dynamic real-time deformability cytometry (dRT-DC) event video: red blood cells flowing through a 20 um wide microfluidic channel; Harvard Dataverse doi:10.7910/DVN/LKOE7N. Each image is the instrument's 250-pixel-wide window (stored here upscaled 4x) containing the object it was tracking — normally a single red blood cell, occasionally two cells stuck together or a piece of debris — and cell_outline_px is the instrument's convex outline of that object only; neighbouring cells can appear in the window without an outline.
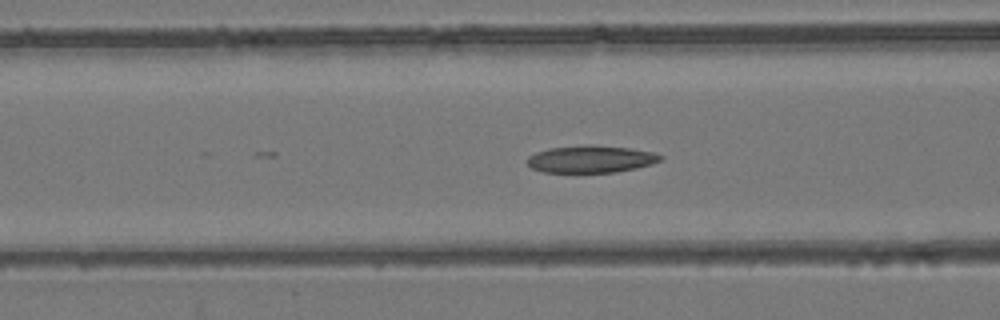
{"species": "common noctule bat (a hibernating species)", "species_latin": "Nyctalus noctula", "temperature_condition": "room temperature", "stored_images_in_passage": 47, "camera_frame_rate_fps": 3000, "um_per_image_px": 0.085, "animal": {"sex": "female", "body_mass_g": 24.6, "forearm_length_mm": 56.2}, "frame": {"image": 1, "passage_image": 21, "time_ms": 6.667, "image_size_px": [1000, 320], "cell_outline_px": [[664, 156], [660, 160], [652, 164], [636, 168], [616, 172], [544, 172], [532, 168], [528, 164], [528, 156], [536, 152], [548, 148], [584, 144], [592, 144], [632, 148], [652, 152]], "centroid_in_image_um": [50.23, 13.5], "position_along_channel_um": 116.4, "area_um2": 21.27}}
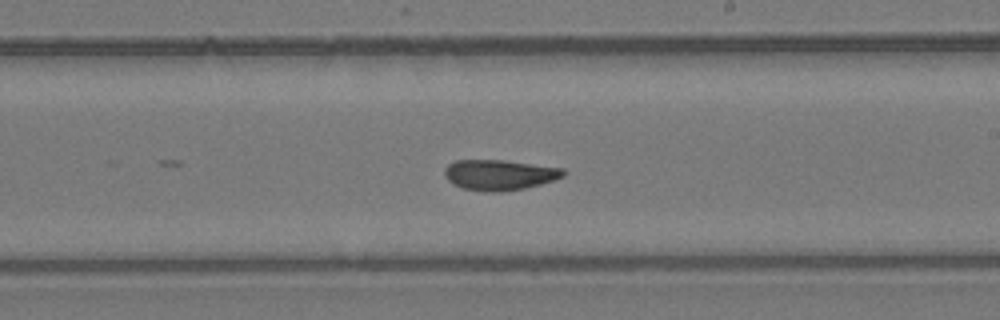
{"frame": {"image": 2, "passage_image": 31, "time_ms": 10.0, "image_size_px": [1000, 320], "cell_outline_px": [[568, 172], [564, 176], [540, 184], [524, 188], [500, 192], [488, 192], [464, 188], [452, 184], [444, 176], [444, 168], [448, 164], [456, 160], [504, 160], [564, 168]], "centroid_in_image_um": [42.44, 14.85], "position_along_channel_um": 246.6, "area_um2": 21.15}}
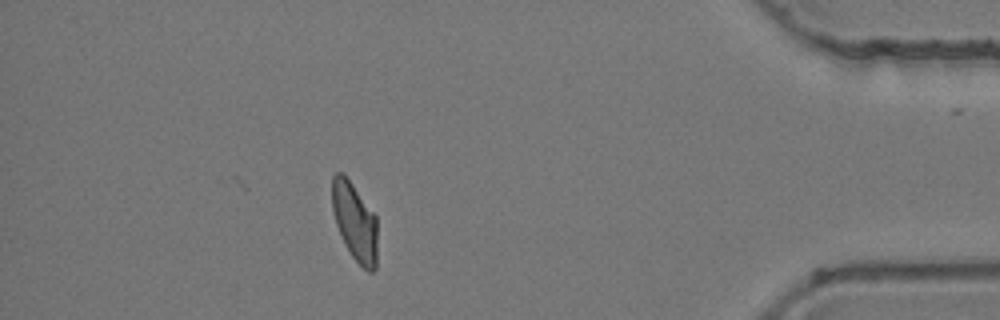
{"frame": {"image": 3, "passage_image": 47, "time_ms": 15.333, "image_size_px": [1000, 320], "cell_outline_px": [[376, 268], [372, 272], [368, 272], [352, 256], [336, 224], [332, 212], [332, 176], [336, 172], [344, 172], [376, 216]], "centroid_in_image_um": [30.14, 18.79], "position_along_channel_um": 405.1, "area_um2": 20.4}, "authors_computed_cell_mechanics": {"area_um2": 21.3282, "velocity_mm_per_s": 3.8954, "shape_relaxation_time_tau1_ms": null, "shape_relaxation_time_tau2_ms": 1.9079, "deformation_change_tau1": null, "deformation_change_tau2": 0.0794}}